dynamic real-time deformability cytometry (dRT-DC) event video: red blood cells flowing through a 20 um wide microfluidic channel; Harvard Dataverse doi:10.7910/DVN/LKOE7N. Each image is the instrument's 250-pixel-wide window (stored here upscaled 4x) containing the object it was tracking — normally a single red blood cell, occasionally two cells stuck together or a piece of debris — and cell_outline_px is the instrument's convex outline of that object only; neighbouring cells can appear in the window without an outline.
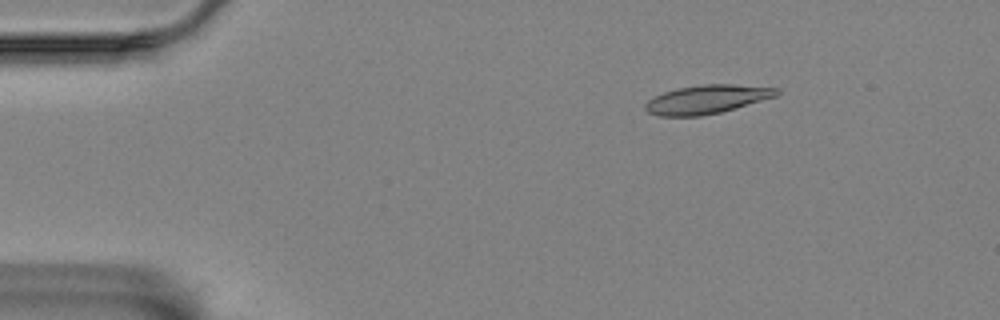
{"species": "Egyptian fruit bat (a non-hibernating species)", "species_latin": "Rousettus aegyptiacus", "temperature_condition": "room temperature", "stored_images_in_passage": 50, "camera_frame_rate_fps": 3000, "um_per_image_px": 0.085, "animal": {"sex": "female"}, "frame": {"image": 1, "passage_image": 1, "time_ms": 0.0, "image_size_px": [1000, 320], "cell_outline_px": [[780, 92], [776, 96], [720, 112], [700, 116], [660, 116], [648, 112], [644, 108], [644, 104], [648, 100], [664, 92], [676, 88], [704, 84], [732, 84], [780, 88]], "centroid_in_image_um": [60.07, 8.44], "position_along_channel_um": 24.9, "area_um2": 21.79}}
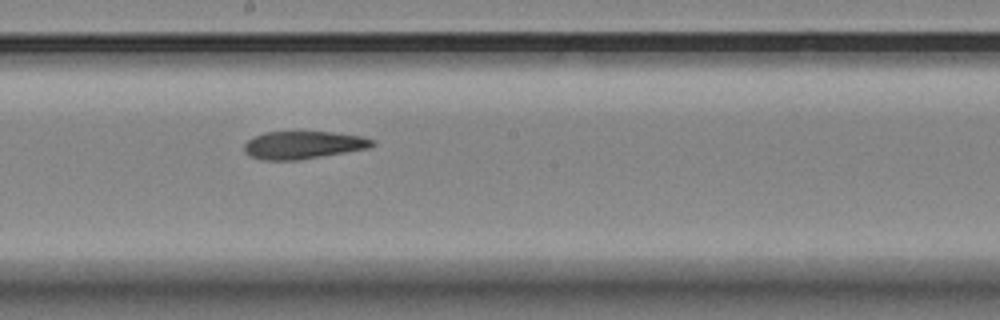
{"frame": {"image": 2, "passage_image": 24, "time_ms": 7.667, "image_size_px": [1000, 320], "cell_outline_px": [[376, 144], [368, 148], [296, 160], [260, 160], [244, 152], [244, 144], [252, 136], [264, 132], [332, 132], [360, 136], [376, 140]], "centroid_in_image_um": [25.74, 12.32], "position_along_channel_um": 222.5, "area_um2": 20.58}}
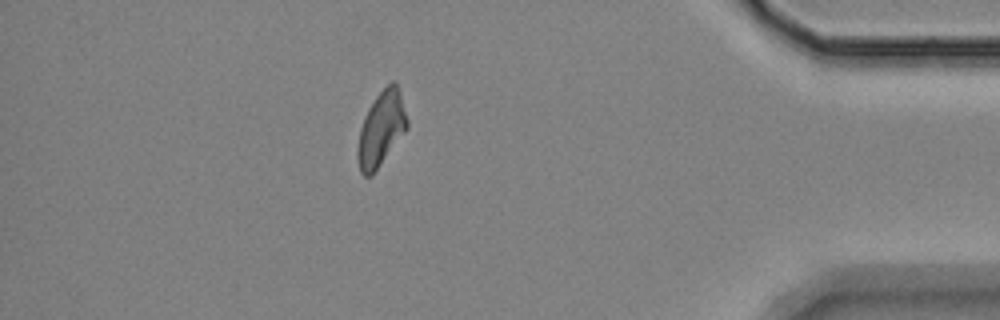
{"frame": {"image": 3, "passage_image": 43, "time_ms": 14.0, "image_size_px": [1000, 320], "cell_outline_px": [[408, 128], [372, 176], [364, 176], [360, 172], [356, 156], [356, 148], [360, 128], [364, 116], [368, 108], [376, 96], [392, 80], [396, 80], [400, 92], [408, 120]], "centroid_in_image_um": [32.39, 10.96], "position_along_channel_um": 402.8, "area_um2": 21.73}, "authors_computed_cell_mechanics": {"area_um2": 21.4727, "velocity_mm_per_s": 3.4703, "shape_relaxation_time_tau1_ms": null, "shape_relaxation_time_tau2_ms": 2.4935, "deformation_change_tau1": null, "deformation_change_tau2": 0.1012}}